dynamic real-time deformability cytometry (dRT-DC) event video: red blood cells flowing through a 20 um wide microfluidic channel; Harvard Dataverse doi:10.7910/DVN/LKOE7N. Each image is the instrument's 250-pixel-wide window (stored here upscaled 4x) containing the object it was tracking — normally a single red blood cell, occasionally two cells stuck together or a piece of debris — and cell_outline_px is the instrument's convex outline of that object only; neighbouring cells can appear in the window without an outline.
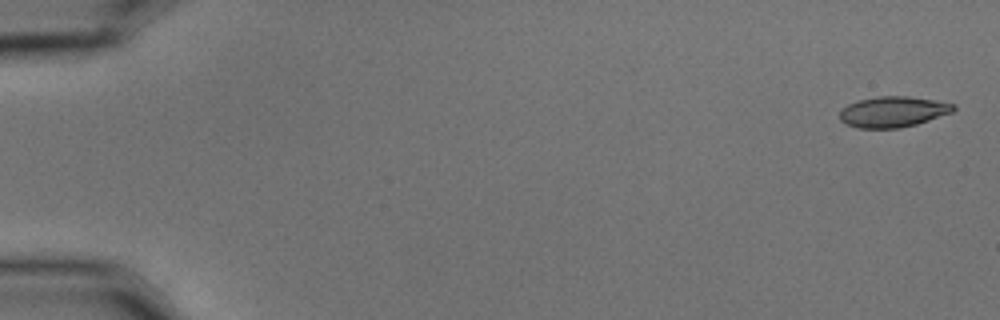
{"species": "common noctule bat (a hibernating species)", "species_latin": "Nyctalus noctula", "temperature_condition": "cold", "stored_images_in_passage": 3, "camera_frame_rate_fps": 3000, "um_per_image_px": 0.085, "animal": {"sex": "male", "body_mass_g": 15.6}, "frame": {"image": 1, "passage_image": 1, "time_ms": 0.0, "image_size_px": [1000, 320], "cell_outline_px": [[956, 108], [952, 112], [916, 124], [900, 128], [856, 128], [840, 120], [840, 112], [848, 104], [860, 100], [880, 96], [908, 96], [956, 104]], "centroid_in_image_um": [75.91, 9.5], "position_along_channel_um": 9.1, "area_um2": 20.11}}
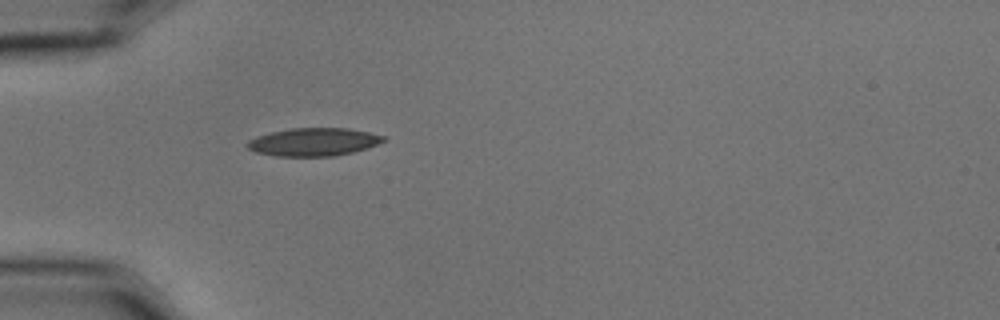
{"frame": {"image": 2, "passage_image": 3, "time_ms": 0.667, "image_size_px": [1000, 320], "cell_outline_px": [[388, 140], [352, 152], [336, 156], [276, 156], [256, 152], [248, 148], [244, 144], [248, 140], [256, 136], [272, 132], [292, 128], [348, 128], [388, 136]], "centroid_in_image_um": [26.65, 12.06], "position_along_channel_um": 58.3, "area_um2": 22.25}}